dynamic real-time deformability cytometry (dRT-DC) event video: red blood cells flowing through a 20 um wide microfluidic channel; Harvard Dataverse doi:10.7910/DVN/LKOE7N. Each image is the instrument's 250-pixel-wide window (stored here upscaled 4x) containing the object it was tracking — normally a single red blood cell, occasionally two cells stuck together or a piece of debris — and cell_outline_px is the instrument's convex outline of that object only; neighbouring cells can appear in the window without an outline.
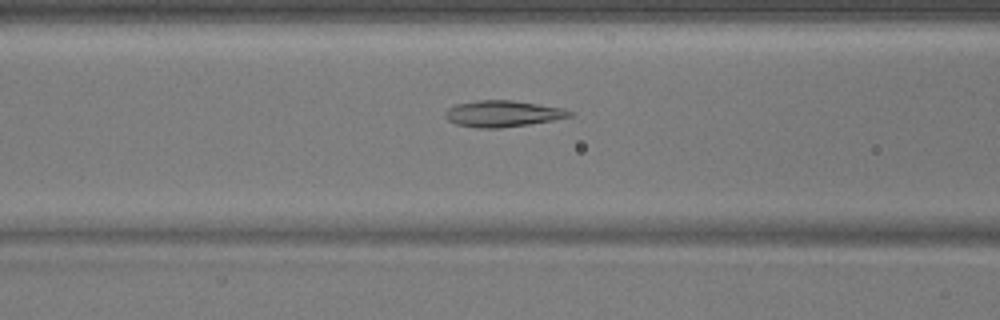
{"species": "common noctule bat (a hibernating species)", "species_latin": "Nyctalus noctula", "temperature_condition": "warm", "stored_images_in_passage": 51, "camera_frame_rate_fps": 3000, "um_per_image_px": 0.085, "animal": {"sex": "male", "body_mass_g": 17.9}, "frame": {"image": 1, "passage_image": 21, "time_ms": 6.667, "image_size_px": [1000, 320], "cell_outline_px": [[572, 116], [552, 120], [528, 124], [500, 128], [476, 128], [456, 124], [448, 120], [444, 116], [444, 112], [448, 108], [456, 104], [480, 100], [512, 100], [564, 108], [572, 112]], "centroid_in_image_um": [42.7, 9.66], "position_along_channel_um": 123.9, "area_um2": 19.02}}
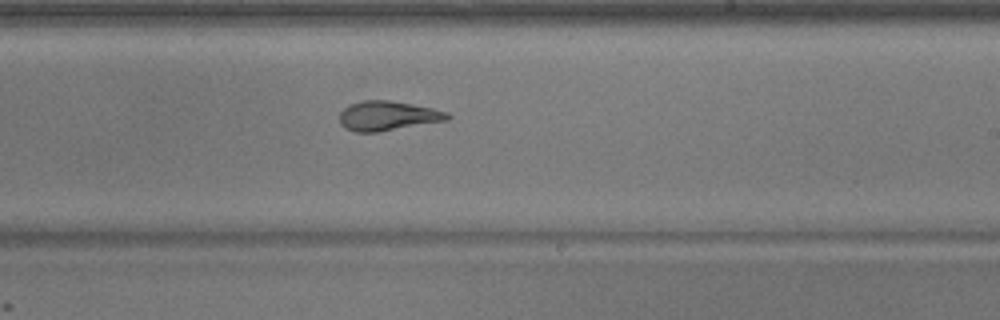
{"frame": {"image": 2, "passage_image": 31, "time_ms": 10.0, "image_size_px": [1000, 320], "cell_outline_px": [[452, 116], [448, 120], [376, 132], [356, 132], [344, 128], [340, 124], [340, 112], [344, 108], [352, 104], [364, 100], [388, 100], [432, 108], [448, 112]], "centroid_in_image_um": [32.95, 9.85], "position_along_channel_um": 256.0, "area_um2": 18.38}}
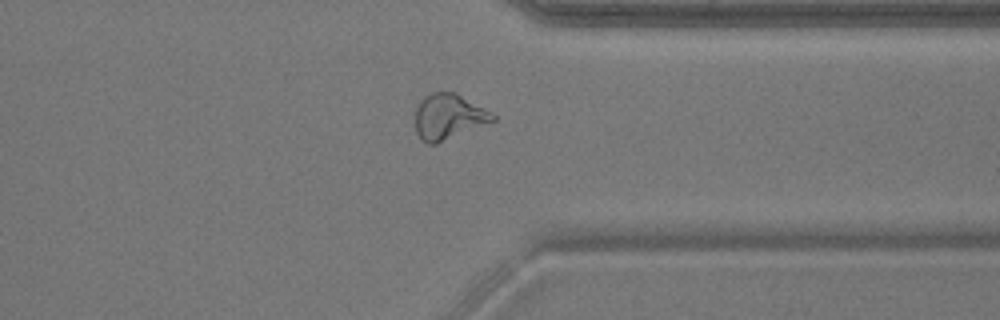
{"frame": {"image": 3, "passage_image": 40, "time_ms": 13.0, "image_size_px": [1000, 320], "cell_outline_px": [[496, 120], [436, 144], [428, 144], [420, 140], [416, 132], [416, 108], [420, 100], [424, 96], [432, 92], [456, 92], [492, 112], [496, 116]], "centroid_in_image_um": [38.12, 9.91], "position_along_channel_um": 373.3, "area_um2": 20.63}}